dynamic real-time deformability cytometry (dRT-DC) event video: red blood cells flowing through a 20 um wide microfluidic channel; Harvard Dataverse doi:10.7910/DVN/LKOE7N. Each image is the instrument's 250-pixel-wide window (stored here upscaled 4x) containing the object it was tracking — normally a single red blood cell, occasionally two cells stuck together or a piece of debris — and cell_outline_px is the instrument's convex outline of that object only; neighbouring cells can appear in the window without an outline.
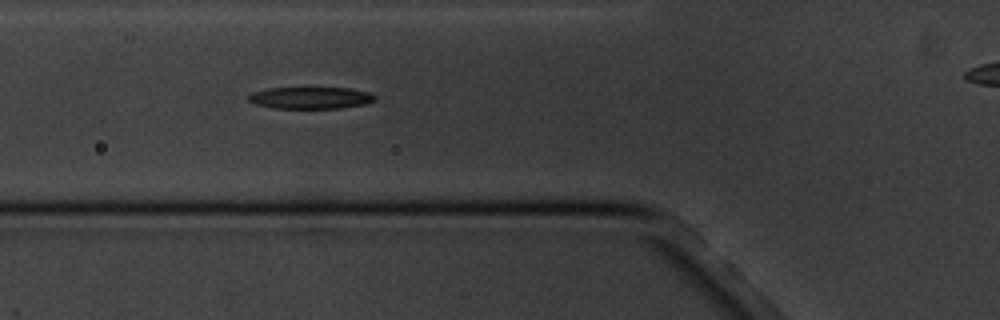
{"species": "common noctule bat (a hibernating species)", "species_latin": "Nyctalus noctula", "temperature_condition": "cold", "stored_images_in_passage": 6, "segment_of_instrument_passage": [1, 2], "camera_frame_rate_fps": 3000, "um_per_image_px": 0.085, "animal": {"sex": "male", "body_mass_g": 20.1, "forearm_length_mm": 53.5}, "frame": {"image": 1, "passage_image": 5, "time_ms": 5.333, "image_size_px": [1000, 320], "cell_outline_px": [[376, 100], [364, 104], [340, 108], [272, 108], [252, 104], [248, 100], [248, 96], [252, 92], [268, 88], [348, 88], [368, 92], [376, 96]], "centroid_in_image_um": [26.35, 8.32], "position_along_channel_um": 99.4, "area_um2": 16.13}}